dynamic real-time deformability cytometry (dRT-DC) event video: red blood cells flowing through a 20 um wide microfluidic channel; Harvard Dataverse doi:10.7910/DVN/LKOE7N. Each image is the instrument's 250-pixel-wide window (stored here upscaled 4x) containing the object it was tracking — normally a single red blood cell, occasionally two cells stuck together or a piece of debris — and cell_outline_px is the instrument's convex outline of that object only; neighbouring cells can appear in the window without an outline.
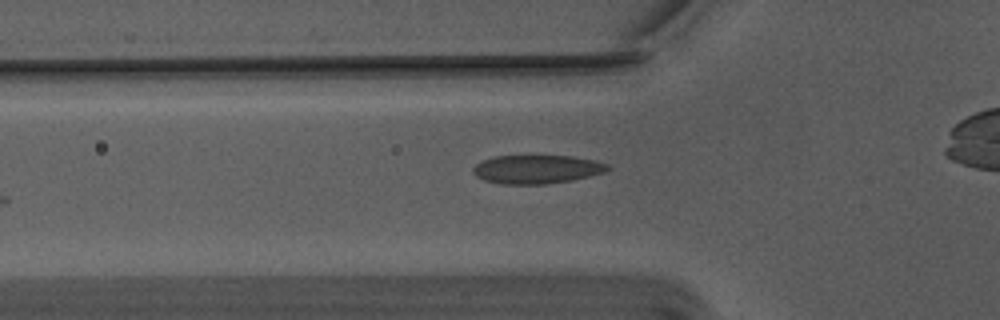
{"species": "Egyptian fruit bat (a non-hibernating species)", "species_latin": "Rousettus aegyptiacus", "temperature_condition": "warm", "stored_images_in_passage": 7, "camera_frame_rate_fps": 3000, "um_per_image_px": 0.085, "animal": {"sex": "male"}, "frame": {"image": 1, "passage_image": 2, "time_ms": 0.333, "image_size_px": [1000, 320], "cell_outline_px": [[612, 168], [604, 172], [588, 176], [568, 180], [544, 184], [500, 184], [484, 180], [476, 176], [472, 172], [472, 168], [480, 160], [492, 156], [572, 156], [592, 160], [608, 164]], "centroid_in_image_um": [45.56, 14.38], "position_along_channel_um": 80.2, "area_um2": 22.37}}